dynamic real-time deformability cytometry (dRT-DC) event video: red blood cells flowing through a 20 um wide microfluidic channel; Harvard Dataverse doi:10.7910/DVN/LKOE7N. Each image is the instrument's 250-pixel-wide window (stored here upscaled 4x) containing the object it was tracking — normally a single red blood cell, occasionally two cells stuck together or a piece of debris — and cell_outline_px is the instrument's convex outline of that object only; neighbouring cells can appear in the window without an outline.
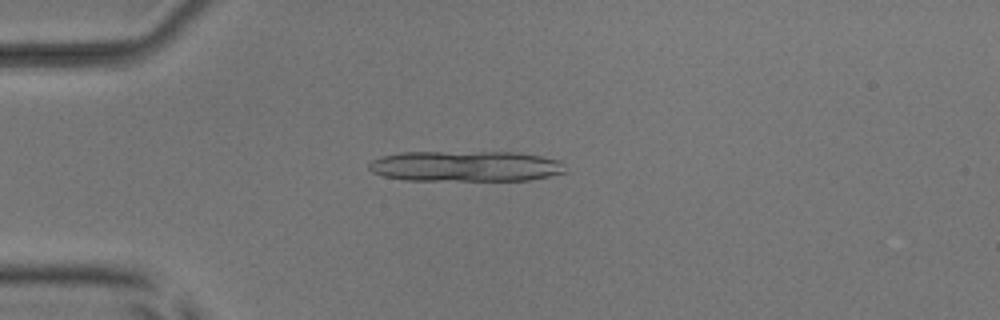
{"species": "common noctule bat (a hibernating species)", "species_latin": "Nyctalus noctula", "temperature_condition": "room temperature", "stored_images_in_passage": 7, "camera_frame_rate_fps": 3000, "um_per_image_px": 0.085, "animal": {"sex": "male", "body_mass_g": 17.9, "forearm_length_mm": 54.2}, "frame": {"image": 1, "passage_image": 3, "time_ms": 2.333, "image_size_px": [1000, 320], "cell_outline_px": [[564, 172], [548, 176], [528, 180], [404, 180], [384, 176], [372, 172], [368, 168], [368, 164], [372, 160], [380, 156], [400, 152], [516, 152], [540, 156], [560, 160], [564, 164]], "centroid_in_image_um": [39.53, 14.12], "position_along_channel_um": 45.5, "area_um2": 35.14}}
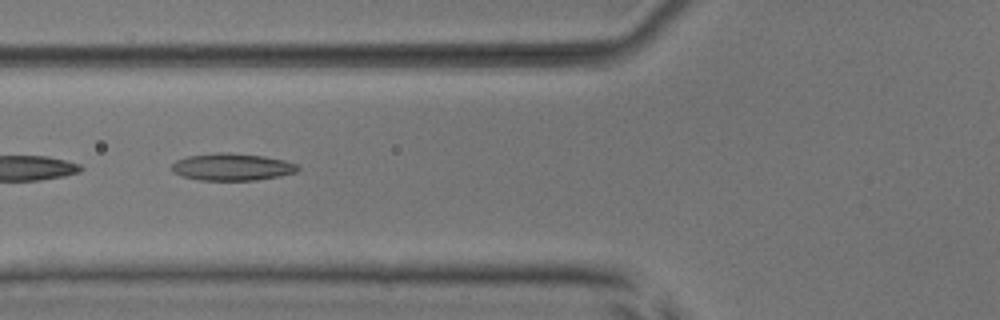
{"frame": {"image": 2, "passage_image": 5, "time_ms": 4.667, "image_size_px": [1000, 320], "cell_outline_px": [[300, 168], [296, 172], [280, 176], [256, 180], [200, 180], [184, 176], [172, 172], [172, 164], [176, 160], [188, 156], [216, 152], [228, 152], [264, 156], [284, 160], [296, 164]], "centroid_in_image_um": [19.73, 14.18], "position_along_channel_um": 106.1, "area_um2": 19.94}}
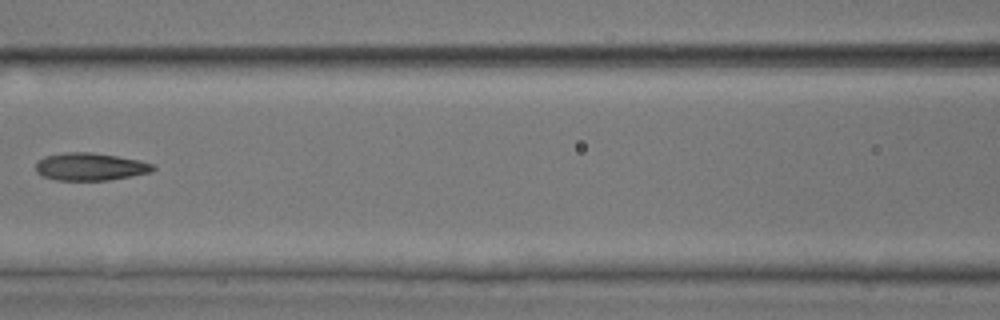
{"frame": {"image": 3, "passage_image": 6, "time_ms": 6.0, "image_size_px": [1000, 320], "cell_outline_px": [[156, 168], [152, 172], [108, 180], [56, 180], [40, 176], [36, 172], [36, 164], [44, 156], [64, 152], [92, 152], [140, 160], [152, 164]], "centroid_in_image_um": [7.65, 14.17], "position_along_channel_um": 159.0, "area_um2": 18.9}}